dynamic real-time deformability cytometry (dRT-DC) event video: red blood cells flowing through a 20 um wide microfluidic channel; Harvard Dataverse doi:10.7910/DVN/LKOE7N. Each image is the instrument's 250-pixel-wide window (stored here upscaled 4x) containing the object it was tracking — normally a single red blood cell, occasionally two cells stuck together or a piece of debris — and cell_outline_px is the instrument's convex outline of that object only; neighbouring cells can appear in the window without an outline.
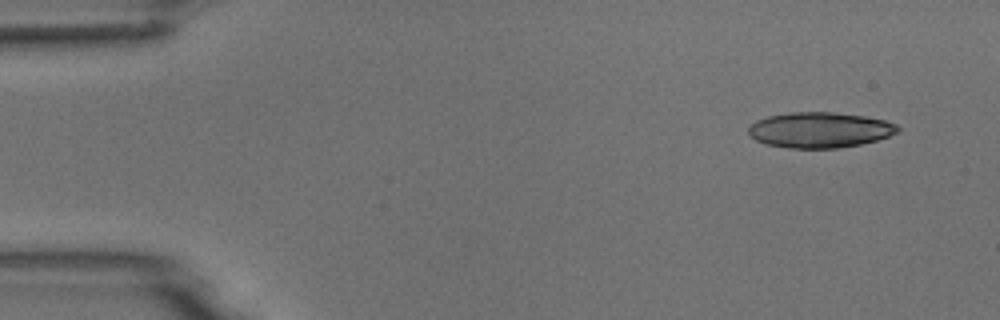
{"species": "common noctule bat (a hibernating species)", "species_latin": "Nyctalus noctula", "temperature_condition": "room temperature", "stored_images_in_passage": 4, "camera_frame_rate_fps": 3000, "um_per_image_px": 0.085, "animal": {"sex": "male", "body_mass_g": 18.8}, "frame": {"image": 1, "passage_image": 1, "time_ms": 0.0, "image_size_px": [1000, 320], "cell_outline_px": [[900, 132], [876, 140], [860, 144], [840, 148], [788, 148], [764, 144], [756, 140], [748, 132], [748, 128], [756, 120], [768, 116], [788, 112], [836, 112], [864, 116], [884, 120], [896, 124], [900, 128]], "centroid_in_image_um": [69.68, 11.04], "position_along_channel_um": 15.3, "area_um2": 31.04}}